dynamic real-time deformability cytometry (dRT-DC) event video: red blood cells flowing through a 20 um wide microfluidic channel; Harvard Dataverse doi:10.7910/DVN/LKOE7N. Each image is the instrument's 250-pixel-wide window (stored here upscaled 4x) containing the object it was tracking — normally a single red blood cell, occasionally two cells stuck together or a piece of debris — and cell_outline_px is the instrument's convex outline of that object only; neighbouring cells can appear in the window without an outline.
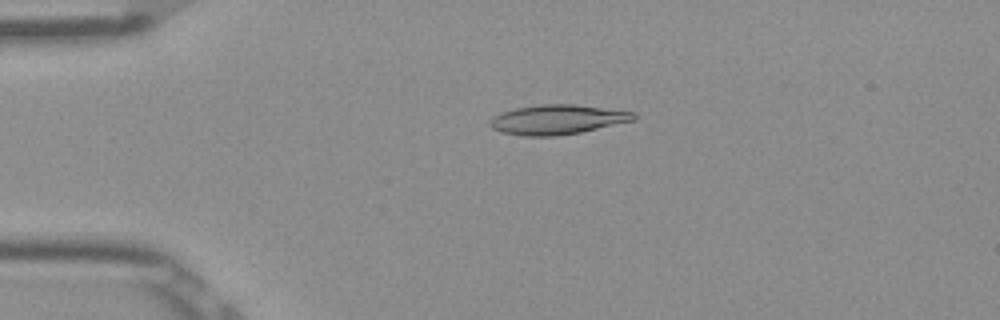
{"species": "Egyptian fruit bat (a non-hibernating species)", "species_latin": "Rousettus aegyptiacus", "temperature_condition": "room temperature", "stored_images_in_passage": 52, "camera_frame_rate_fps": 3000, "um_per_image_px": 0.085, "frame": {"image": 1, "passage_image": 12, "time_ms": 3.667, "image_size_px": [1000, 320], "cell_outline_px": [[636, 120], [580, 132], [556, 136], [524, 136], [504, 132], [492, 128], [488, 124], [488, 120], [492, 116], [500, 112], [516, 108], [540, 104], [572, 104], [636, 112]], "centroid_in_image_um": [47.35, 10.16], "position_along_channel_um": 37.6, "area_um2": 24.85}}
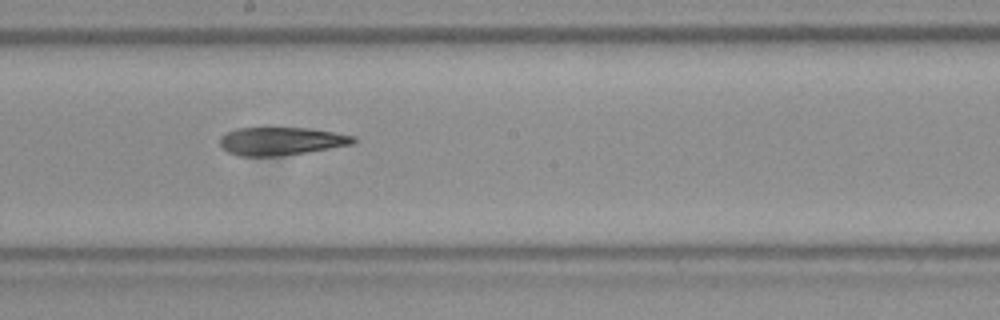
{"frame": {"image": 2, "passage_image": 29, "time_ms": 9.333, "image_size_px": [1000, 320], "cell_outline_px": [[356, 140], [352, 144], [280, 156], [240, 156], [228, 152], [220, 144], [220, 136], [236, 128], [268, 124], [308, 128], [356, 136]], "centroid_in_image_um": [23.83, 11.94], "position_along_channel_um": 224.4, "area_um2": 22.54}}
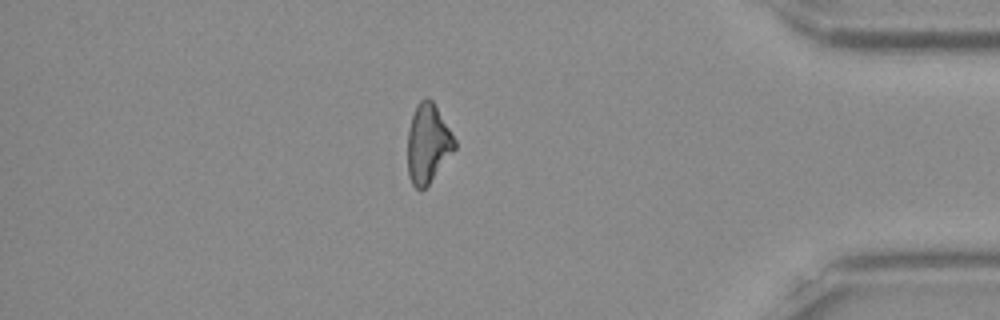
{"frame": {"image": 3, "passage_image": 45, "time_ms": 14.667, "image_size_px": [1000, 320], "cell_outline_px": [[456, 148], [428, 184], [420, 192], [412, 184], [408, 176], [408, 128], [416, 104], [424, 96], [428, 96], [432, 100], [456, 140]], "centroid_in_image_um": [36.35, 12.18], "position_along_channel_um": 398.8, "area_um2": 21.62}, "authors_computed_cell_mechanics": {"area_um2": 23.2645, "velocity_mm_per_s": 3.912, "shape_relaxation_time_tau1_ms": 8.4752, "shape_relaxation_time_tau2_ms": 8.0323, "deformation_change_tau1": 0.2179, "deformation_change_tau2": 0.211}}